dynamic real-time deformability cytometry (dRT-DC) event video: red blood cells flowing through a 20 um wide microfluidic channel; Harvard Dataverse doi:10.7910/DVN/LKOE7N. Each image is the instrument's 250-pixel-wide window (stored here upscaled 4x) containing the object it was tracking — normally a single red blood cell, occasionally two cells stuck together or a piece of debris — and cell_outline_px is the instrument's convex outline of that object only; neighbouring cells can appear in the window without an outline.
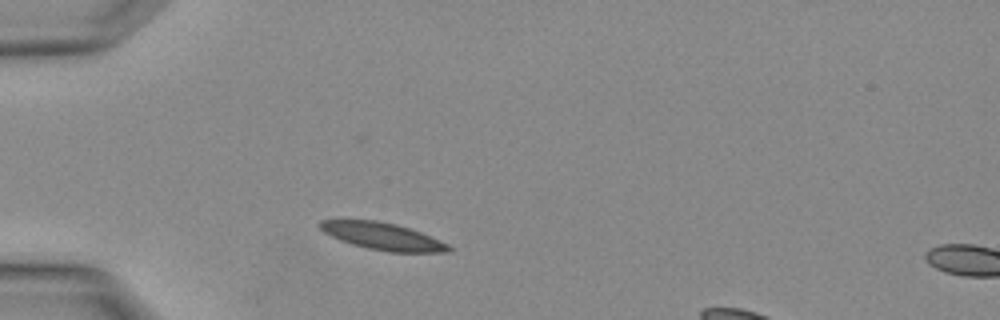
{"species": "Egyptian fruit bat (a non-hibernating species)", "species_latin": "Rousettus aegyptiacus", "temperature_condition": "warm", "stored_images_in_passage": 3, "camera_frame_rate_fps": 3000, "um_per_image_px": 0.085, "animal": {"sex": "female"}, "frame": {"image": 1, "passage_image": 2, "time_ms": 0.333, "image_size_px": [1000, 320], "cell_outline_px": [[452, 252], [388, 252], [368, 248], [352, 244], [340, 240], [324, 232], [316, 224], [320, 220], [376, 220], [396, 224], [420, 232], [440, 240], [448, 244], [452, 248]], "centroid_in_image_um": [32.52, 20.08], "position_along_channel_um": 52.5, "area_um2": 20.29}}